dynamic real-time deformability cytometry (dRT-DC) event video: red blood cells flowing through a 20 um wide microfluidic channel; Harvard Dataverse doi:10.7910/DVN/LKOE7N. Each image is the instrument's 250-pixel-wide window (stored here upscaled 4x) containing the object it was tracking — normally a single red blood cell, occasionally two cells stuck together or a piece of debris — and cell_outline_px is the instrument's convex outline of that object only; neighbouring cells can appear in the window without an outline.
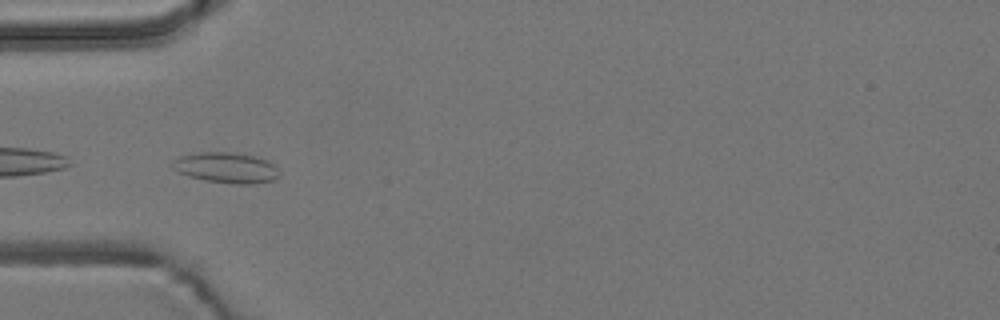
{"species": "common noctule bat (a hibernating species)", "species_latin": "Nyctalus noctula", "temperature_condition": "room temperature", "stored_images_in_passage": 21, "camera_frame_rate_fps": 3000, "um_per_image_px": 0.085, "animal": {"sex": "male", "body_mass_g": 19.2, "forearm_length_mm": 51.8}, "frame": {"image": 1, "passage_image": 18, "time_ms": 5.667, "image_size_px": [1000, 320], "cell_outline_px": [[280, 176], [276, 180], [252, 184], [232, 184], [204, 180], [188, 176], [172, 168], [172, 160], [180, 156], [200, 152], [228, 152], [256, 156], [268, 160], [280, 172]], "centroid_in_image_um": [19.25, 14.26], "position_along_channel_um": 65.7, "area_um2": 19.19}}